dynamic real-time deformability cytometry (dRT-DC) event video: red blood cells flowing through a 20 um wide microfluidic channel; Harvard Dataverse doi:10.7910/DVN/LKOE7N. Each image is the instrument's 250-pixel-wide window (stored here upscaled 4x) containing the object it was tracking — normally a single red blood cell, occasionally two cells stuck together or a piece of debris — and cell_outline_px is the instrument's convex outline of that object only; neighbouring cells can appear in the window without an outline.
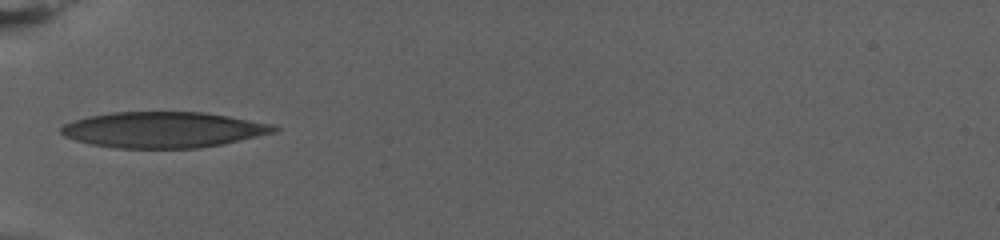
{"species": "human", "species_latin": "Homo sapiens", "temperature_condition": "warm", "stored_images_in_passage": 23, "camera_frame_rate_fps": 3000, "um_per_image_px": 0.085, "donor": {"sex": "female"}, "frame": {"image": 1, "passage_image": 1, "time_ms": 0.0, "image_size_px": [1000, 240], "cell_outline_px": [[280, 128], [276, 132], [224, 144], [200, 148], [116, 148], [92, 144], [76, 140], [64, 136], [60, 132], [60, 128], [64, 124], [72, 120], [88, 116], [112, 112], [204, 112], [276, 124]], "centroid_in_image_um": [13.91, 11.03], "position_along_channel_um": 71.1, "area_um2": 44.74}}
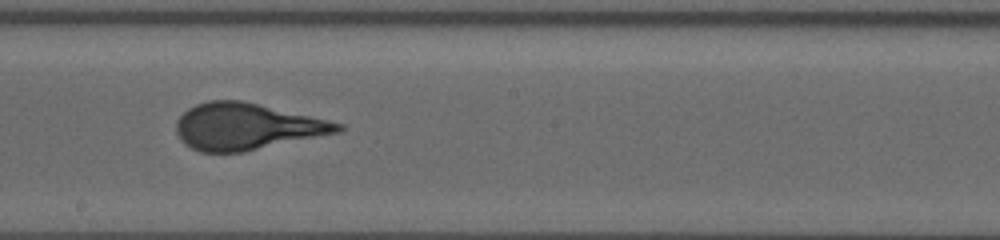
{"frame": {"image": 2, "passage_image": 10, "time_ms": 3.0, "image_size_px": [1000, 240], "cell_outline_px": [[348, 128], [340, 132], [244, 152], [200, 152], [184, 144], [180, 140], [176, 132], [176, 120], [188, 108], [196, 104], [208, 100], [240, 100], [328, 120], [344, 124]], "centroid_in_image_um": [20.95, 10.76], "position_along_channel_um": 227.2, "area_um2": 43.81}}
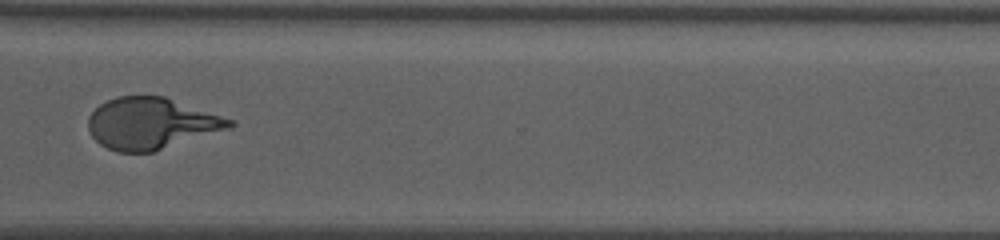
{"frame": {"image": 3, "passage_image": 17, "time_ms": 5.333, "image_size_px": [1000, 240], "cell_outline_px": [[236, 124], [232, 128], [152, 152], [116, 152], [100, 144], [92, 136], [88, 128], [88, 116], [100, 104], [116, 96], [164, 96], [236, 120]], "centroid_in_image_um": [12.88, 10.49], "position_along_channel_um": 357.7, "area_um2": 42.54}}